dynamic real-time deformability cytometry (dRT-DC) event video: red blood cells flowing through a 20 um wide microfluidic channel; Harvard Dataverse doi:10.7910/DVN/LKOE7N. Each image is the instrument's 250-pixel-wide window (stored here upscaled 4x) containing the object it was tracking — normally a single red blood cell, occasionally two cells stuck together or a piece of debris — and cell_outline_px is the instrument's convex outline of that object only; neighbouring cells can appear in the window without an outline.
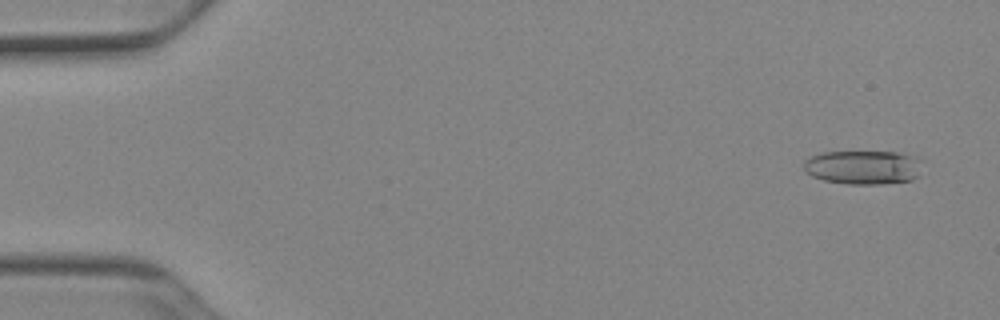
{"species": "Egyptian fruit bat (a non-hibernating species)", "species_latin": "Rousettus aegyptiacus", "temperature_condition": "cold", "stored_images_in_passage": 51, "camera_frame_rate_fps": 3000, "um_per_image_px": 0.085, "animal": {"sex": "female"}, "frame": {"image": 1, "passage_image": 3, "time_ms": 0.667, "image_size_px": [1000, 320], "cell_outline_px": [[924, 160], [920, 176], [912, 180], [880, 184], [848, 184], [824, 180], [812, 176], [804, 172], [804, 160], [820, 152], [896, 152], [916, 156]], "centroid_in_image_um": [73.43, 14.22], "position_along_channel_um": 11.6, "area_um2": 23.93}}
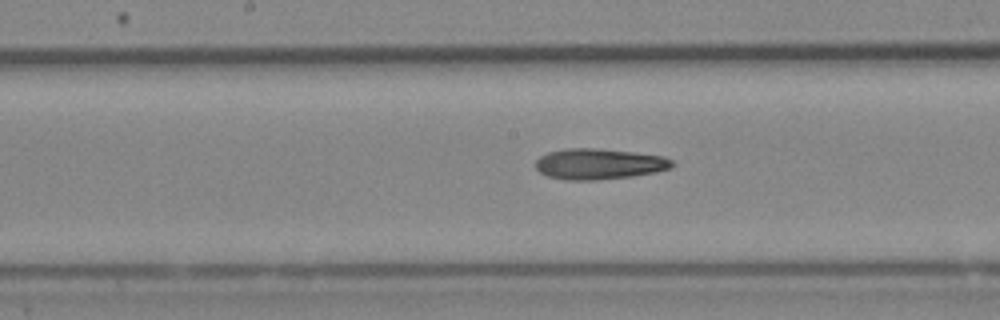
{"frame": {"image": 2, "passage_image": 27, "time_ms": 8.667, "image_size_px": [1000, 320], "cell_outline_px": [[676, 164], [672, 168], [656, 172], [632, 176], [596, 180], [568, 180], [548, 176], [540, 172], [536, 168], [536, 160], [540, 156], [548, 152], [564, 148], [592, 148], [632, 152], [664, 156], [672, 160]], "centroid_in_image_um": [50.94, 13.93], "position_along_channel_um": 197.3, "area_um2": 24.51}}
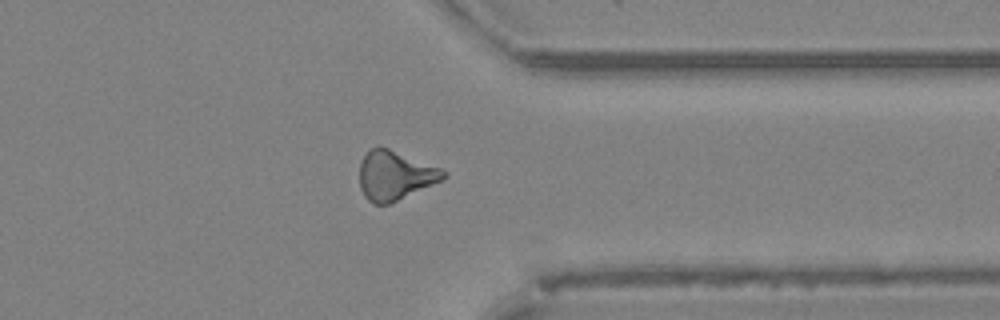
{"frame": {"image": 3, "passage_image": 41, "time_ms": 13.333, "image_size_px": [1000, 320], "cell_outline_px": [[448, 176], [444, 180], [388, 204], [372, 204], [364, 196], [360, 188], [360, 160], [368, 148], [388, 148], [440, 168], [448, 172]], "centroid_in_image_um": [33.57, 14.92], "position_along_channel_um": 377.8, "area_um2": 24.04}, "authors_computed_cell_mechanics": {"area_um2": 23.6402, "velocity_mm_per_s": 3.9428, "shape_relaxation_time_tau1_ms": null, "shape_relaxation_time_tau2_ms": 7.5021, "deformation_change_tau1": null, "deformation_change_tau2": 0.2293}}